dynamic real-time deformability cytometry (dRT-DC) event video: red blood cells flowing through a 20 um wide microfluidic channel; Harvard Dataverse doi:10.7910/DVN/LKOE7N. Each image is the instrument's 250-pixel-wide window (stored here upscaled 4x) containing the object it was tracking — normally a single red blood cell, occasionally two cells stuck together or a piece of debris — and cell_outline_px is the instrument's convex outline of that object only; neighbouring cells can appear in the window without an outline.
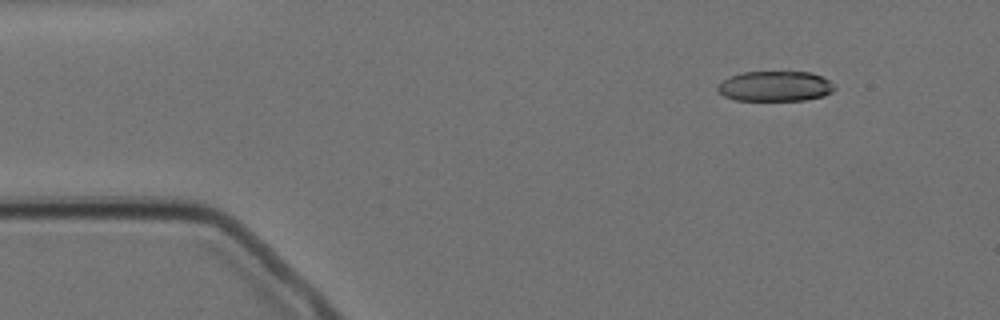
{"species": "Egyptian fruit bat (a non-hibernating species)", "species_latin": "Rousettus aegyptiacus", "temperature_condition": "cold", "stored_images_in_passage": 6, "camera_frame_rate_fps": 3000, "um_per_image_px": 0.085, "animal": {"sex": "female"}, "frame": {"image": 1, "passage_image": 2, "time_ms": 1.0, "image_size_px": [1000, 320], "cell_outline_px": [[836, 88], [832, 92], [824, 96], [804, 100], [736, 100], [724, 96], [716, 88], [724, 80], [732, 76], [744, 72], [788, 68], [812, 72], [828, 80]], "centroid_in_image_um": [65.94, 7.27], "position_along_channel_um": 19.1, "area_um2": 21.33}}
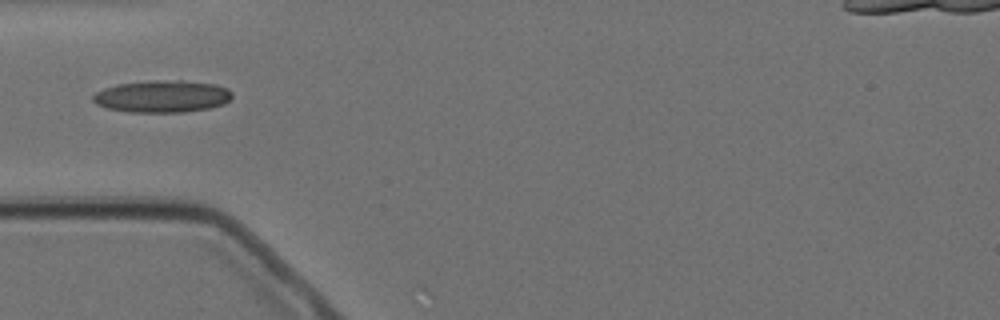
{"frame": {"image": 2, "passage_image": 5, "time_ms": 4.667, "image_size_px": [1000, 320], "cell_outline_px": [[232, 96], [224, 104], [208, 108], [184, 112], [128, 112], [108, 108], [96, 104], [92, 100], [92, 96], [96, 92], [104, 88], [116, 84], [176, 80], [180, 80], [216, 84], [228, 88], [232, 92]], "centroid_in_image_um": [13.8, 8.2], "position_along_channel_um": 71.2, "area_um2": 25.84}}
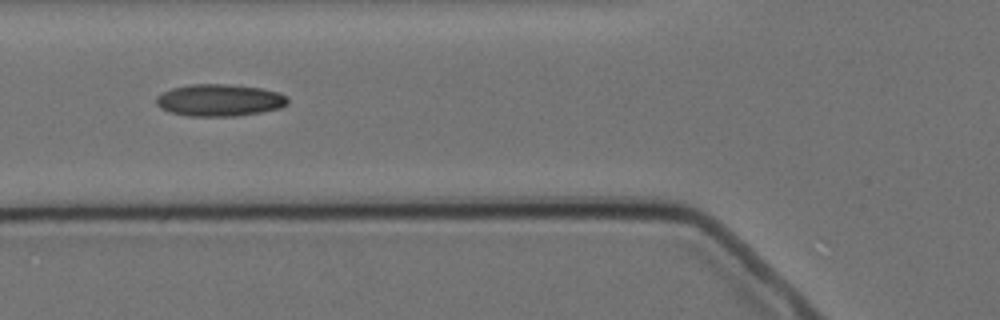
{"frame": {"image": 3, "passage_image": 6, "time_ms": 5.667, "image_size_px": [1000, 320], "cell_outline_px": [[288, 104], [280, 108], [260, 112], [236, 116], [188, 116], [168, 112], [160, 108], [156, 104], [156, 96], [160, 92], [172, 88], [192, 84], [224, 84], [260, 88], [276, 92], [288, 96]], "centroid_in_image_um": [18.61, 8.52], "position_along_channel_um": 107.2, "area_um2": 24.62}}